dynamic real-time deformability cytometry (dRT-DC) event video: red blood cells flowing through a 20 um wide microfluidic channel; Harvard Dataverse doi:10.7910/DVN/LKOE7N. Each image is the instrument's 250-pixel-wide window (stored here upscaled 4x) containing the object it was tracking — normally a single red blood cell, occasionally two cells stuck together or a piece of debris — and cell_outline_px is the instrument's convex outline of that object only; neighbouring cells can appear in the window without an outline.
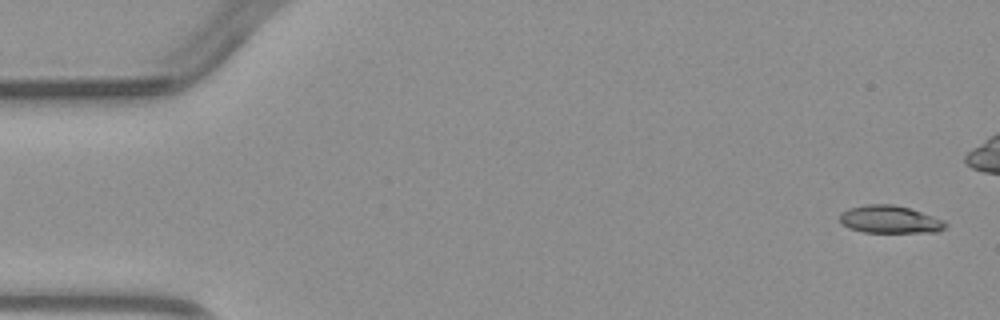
{"species": "common noctule bat (a hibernating species)", "species_latin": "Nyctalus noctula", "temperature_condition": "warm", "stored_images_in_passage": 5, "camera_frame_rate_fps": 3000, "um_per_image_px": 0.085, "animal": {"sex": "male", "body_mass_g": 23.1, "forearm_length_mm": 52.7}, "frame": {"image": 1, "passage_image": 1, "time_ms": 0.0, "image_size_px": [1000, 320], "cell_outline_px": [[948, 224], [944, 228], [936, 232], [864, 232], [848, 228], [840, 224], [840, 212], [848, 208], [864, 204], [892, 204], [908, 208], [944, 220]], "centroid_in_image_um": [75.58, 18.65], "position_along_channel_um": 9.4, "area_um2": 17.05}}